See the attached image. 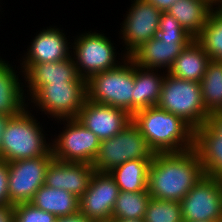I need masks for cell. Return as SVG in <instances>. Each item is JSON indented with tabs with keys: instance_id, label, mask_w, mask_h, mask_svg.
I'll return each mask as SVG.
<instances>
[{
	"instance_id": "obj_1",
	"label": "cell",
	"mask_w": 222,
	"mask_h": 222,
	"mask_svg": "<svg viewBox=\"0 0 222 222\" xmlns=\"http://www.w3.org/2000/svg\"><path fill=\"white\" fill-rule=\"evenodd\" d=\"M204 176L196 150L155 153L148 171L147 190L151 198L181 201Z\"/></svg>"
},
{
	"instance_id": "obj_2",
	"label": "cell",
	"mask_w": 222,
	"mask_h": 222,
	"mask_svg": "<svg viewBox=\"0 0 222 222\" xmlns=\"http://www.w3.org/2000/svg\"><path fill=\"white\" fill-rule=\"evenodd\" d=\"M132 122L154 153H179L194 148L195 129L183 118L157 106L135 112Z\"/></svg>"
},
{
	"instance_id": "obj_3",
	"label": "cell",
	"mask_w": 222,
	"mask_h": 222,
	"mask_svg": "<svg viewBox=\"0 0 222 222\" xmlns=\"http://www.w3.org/2000/svg\"><path fill=\"white\" fill-rule=\"evenodd\" d=\"M195 38L172 15L162 12L157 36L137 48L129 58L140 68H171L174 60Z\"/></svg>"
},
{
	"instance_id": "obj_4",
	"label": "cell",
	"mask_w": 222,
	"mask_h": 222,
	"mask_svg": "<svg viewBox=\"0 0 222 222\" xmlns=\"http://www.w3.org/2000/svg\"><path fill=\"white\" fill-rule=\"evenodd\" d=\"M29 108L28 104L19 115L12 117L3 133L2 160L7 163L53 156L52 142L46 141L40 122L28 110Z\"/></svg>"
},
{
	"instance_id": "obj_5",
	"label": "cell",
	"mask_w": 222,
	"mask_h": 222,
	"mask_svg": "<svg viewBox=\"0 0 222 222\" xmlns=\"http://www.w3.org/2000/svg\"><path fill=\"white\" fill-rule=\"evenodd\" d=\"M157 107L183 118L194 129L205 125L210 116L205 109L200 83L168 73L164 76Z\"/></svg>"
},
{
	"instance_id": "obj_6",
	"label": "cell",
	"mask_w": 222,
	"mask_h": 222,
	"mask_svg": "<svg viewBox=\"0 0 222 222\" xmlns=\"http://www.w3.org/2000/svg\"><path fill=\"white\" fill-rule=\"evenodd\" d=\"M134 62L127 57L118 67L87 80L88 99L134 114Z\"/></svg>"
},
{
	"instance_id": "obj_7",
	"label": "cell",
	"mask_w": 222,
	"mask_h": 222,
	"mask_svg": "<svg viewBox=\"0 0 222 222\" xmlns=\"http://www.w3.org/2000/svg\"><path fill=\"white\" fill-rule=\"evenodd\" d=\"M29 98V104H35L34 108L36 106L55 121L76 118L88 98L87 80L52 82L39 87Z\"/></svg>"
},
{
	"instance_id": "obj_8",
	"label": "cell",
	"mask_w": 222,
	"mask_h": 222,
	"mask_svg": "<svg viewBox=\"0 0 222 222\" xmlns=\"http://www.w3.org/2000/svg\"><path fill=\"white\" fill-rule=\"evenodd\" d=\"M154 154L138 127L131 121L114 137L100 141L93 167L97 172H110L128 160H152Z\"/></svg>"
},
{
	"instance_id": "obj_9",
	"label": "cell",
	"mask_w": 222,
	"mask_h": 222,
	"mask_svg": "<svg viewBox=\"0 0 222 222\" xmlns=\"http://www.w3.org/2000/svg\"><path fill=\"white\" fill-rule=\"evenodd\" d=\"M91 32L79 34L71 44V56L77 71L86 80L97 73L118 67L127 58L126 54L116 53L113 43L104 33ZM117 54L121 55V62H118Z\"/></svg>"
},
{
	"instance_id": "obj_10",
	"label": "cell",
	"mask_w": 222,
	"mask_h": 222,
	"mask_svg": "<svg viewBox=\"0 0 222 222\" xmlns=\"http://www.w3.org/2000/svg\"><path fill=\"white\" fill-rule=\"evenodd\" d=\"M59 121L60 123L63 121L65 125L64 130L59 131L58 136L50 140L54 159L93 165L99 151V138L76 118L59 119Z\"/></svg>"
},
{
	"instance_id": "obj_11",
	"label": "cell",
	"mask_w": 222,
	"mask_h": 222,
	"mask_svg": "<svg viewBox=\"0 0 222 222\" xmlns=\"http://www.w3.org/2000/svg\"><path fill=\"white\" fill-rule=\"evenodd\" d=\"M180 203L183 222H222V179L204 174Z\"/></svg>"
},
{
	"instance_id": "obj_12",
	"label": "cell",
	"mask_w": 222,
	"mask_h": 222,
	"mask_svg": "<svg viewBox=\"0 0 222 222\" xmlns=\"http://www.w3.org/2000/svg\"><path fill=\"white\" fill-rule=\"evenodd\" d=\"M54 156H40L8 163L9 204L28 203L45 184L46 171Z\"/></svg>"
},
{
	"instance_id": "obj_13",
	"label": "cell",
	"mask_w": 222,
	"mask_h": 222,
	"mask_svg": "<svg viewBox=\"0 0 222 222\" xmlns=\"http://www.w3.org/2000/svg\"><path fill=\"white\" fill-rule=\"evenodd\" d=\"M122 23L120 36L129 57L142 44L157 36L161 11L147 0H133Z\"/></svg>"
},
{
	"instance_id": "obj_14",
	"label": "cell",
	"mask_w": 222,
	"mask_h": 222,
	"mask_svg": "<svg viewBox=\"0 0 222 222\" xmlns=\"http://www.w3.org/2000/svg\"><path fill=\"white\" fill-rule=\"evenodd\" d=\"M120 189L109 172L95 171L88 189L79 198V212L94 222H111Z\"/></svg>"
},
{
	"instance_id": "obj_15",
	"label": "cell",
	"mask_w": 222,
	"mask_h": 222,
	"mask_svg": "<svg viewBox=\"0 0 222 222\" xmlns=\"http://www.w3.org/2000/svg\"><path fill=\"white\" fill-rule=\"evenodd\" d=\"M76 119L102 141L121 132L132 121V116L124 109L87 98Z\"/></svg>"
},
{
	"instance_id": "obj_16",
	"label": "cell",
	"mask_w": 222,
	"mask_h": 222,
	"mask_svg": "<svg viewBox=\"0 0 222 222\" xmlns=\"http://www.w3.org/2000/svg\"><path fill=\"white\" fill-rule=\"evenodd\" d=\"M94 172L91 164L53 159L46 171L45 185L63 189L80 198L88 189Z\"/></svg>"
},
{
	"instance_id": "obj_17",
	"label": "cell",
	"mask_w": 222,
	"mask_h": 222,
	"mask_svg": "<svg viewBox=\"0 0 222 222\" xmlns=\"http://www.w3.org/2000/svg\"><path fill=\"white\" fill-rule=\"evenodd\" d=\"M24 86L27 88L26 99L30 97L39 87L52 82L79 81V75L73 57L58 62H47L38 64H20ZM22 68V69H21ZM29 95V96H28Z\"/></svg>"
},
{
	"instance_id": "obj_18",
	"label": "cell",
	"mask_w": 222,
	"mask_h": 222,
	"mask_svg": "<svg viewBox=\"0 0 222 222\" xmlns=\"http://www.w3.org/2000/svg\"><path fill=\"white\" fill-rule=\"evenodd\" d=\"M65 33L55 26L42 29L28 47V51L22 57L20 64H38L47 62H58L71 57L72 44L68 42Z\"/></svg>"
},
{
	"instance_id": "obj_19",
	"label": "cell",
	"mask_w": 222,
	"mask_h": 222,
	"mask_svg": "<svg viewBox=\"0 0 222 222\" xmlns=\"http://www.w3.org/2000/svg\"><path fill=\"white\" fill-rule=\"evenodd\" d=\"M11 65L0 57V115L4 116H17L28 104L23 82Z\"/></svg>"
},
{
	"instance_id": "obj_20",
	"label": "cell",
	"mask_w": 222,
	"mask_h": 222,
	"mask_svg": "<svg viewBox=\"0 0 222 222\" xmlns=\"http://www.w3.org/2000/svg\"><path fill=\"white\" fill-rule=\"evenodd\" d=\"M194 149L204 174L222 179V137L208 123L195 129Z\"/></svg>"
},
{
	"instance_id": "obj_21",
	"label": "cell",
	"mask_w": 222,
	"mask_h": 222,
	"mask_svg": "<svg viewBox=\"0 0 222 222\" xmlns=\"http://www.w3.org/2000/svg\"><path fill=\"white\" fill-rule=\"evenodd\" d=\"M216 5L211 0H177L166 11L194 38L204 28Z\"/></svg>"
},
{
	"instance_id": "obj_22",
	"label": "cell",
	"mask_w": 222,
	"mask_h": 222,
	"mask_svg": "<svg viewBox=\"0 0 222 222\" xmlns=\"http://www.w3.org/2000/svg\"><path fill=\"white\" fill-rule=\"evenodd\" d=\"M210 60L207 52L194 39L174 60L167 73L179 79L200 83Z\"/></svg>"
},
{
	"instance_id": "obj_23",
	"label": "cell",
	"mask_w": 222,
	"mask_h": 222,
	"mask_svg": "<svg viewBox=\"0 0 222 222\" xmlns=\"http://www.w3.org/2000/svg\"><path fill=\"white\" fill-rule=\"evenodd\" d=\"M160 72L140 68L134 63V113L157 106L166 71L162 72L163 74Z\"/></svg>"
},
{
	"instance_id": "obj_24",
	"label": "cell",
	"mask_w": 222,
	"mask_h": 222,
	"mask_svg": "<svg viewBox=\"0 0 222 222\" xmlns=\"http://www.w3.org/2000/svg\"><path fill=\"white\" fill-rule=\"evenodd\" d=\"M35 207L61 218L79 213V198L63 189L42 185L30 202Z\"/></svg>"
},
{
	"instance_id": "obj_25",
	"label": "cell",
	"mask_w": 222,
	"mask_h": 222,
	"mask_svg": "<svg viewBox=\"0 0 222 222\" xmlns=\"http://www.w3.org/2000/svg\"><path fill=\"white\" fill-rule=\"evenodd\" d=\"M152 160H128L112 169L109 173L114 178L120 191H148V171Z\"/></svg>"
},
{
	"instance_id": "obj_26",
	"label": "cell",
	"mask_w": 222,
	"mask_h": 222,
	"mask_svg": "<svg viewBox=\"0 0 222 222\" xmlns=\"http://www.w3.org/2000/svg\"><path fill=\"white\" fill-rule=\"evenodd\" d=\"M200 85L206 111L209 114L222 111L221 60H210Z\"/></svg>"
},
{
	"instance_id": "obj_27",
	"label": "cell",
	"mask_w": 222,
	"mask_h": 222,
	"mask_svg": "<svg viewBox=\"0 0 222 222\" xmlns=\"http://www.w3.org/2000/svg\"><path fill=\"white\" fill-rule=\"evenodd\" d=\"M195 40L212 60L222 61V5H216Z\"/></svg>"
},
{
	"instance_id": "obj_28",
	"label": "cell",
	"mask_w": 222,
	"mask_h": 222,
	"mask_svg": "<svg viewBox=\"0 0 222 222\" xmlns=\"http://www.w3.org/2000/svg\"><path fill=\"white\" fill-rule=\"evenodd\" d=\"M150 199L148 191H120L112 211V220L144 219Z\"/></svg>"
},
{
	"instance_id": "obj_29",
	"label": "cell",
	"mask_w": 222,
	"mask_h": 222,
	"mask_svg": "<svg viewBox=\"0 0 222 222\" xmlns=\"http://www.w3.org/2000/svg\"><path fill=\"white\" fill-rule=\"evenodd\" d=\"M145 222H183L181 203L175 200L151 198L147 204Z\"/></svg>"
},
{
	"instance_id": "obj_30",
	"label": "cell",
	"mask_w": 222,
	"mask_h": 222,
	"mask_svg": "<svg viewBox=\"0 0 222 222\" xmlns=\"http://www.w3.org/2000/svg\"><path fill=\"white\" fill-rule=\"evenodd\" d=\"M56 217L30 202L14 205V222H52Z\"/></svg>"
},
{
	"instance_id": "obj_31",
	"label": "cell",
	"mask_w": 222,
	"mask_h": 222,
	"mask_svg": "<svg viewBox=\"0 0 222 222\" xmlns=\"http://www.w3.org/2000/svg\"><path fill=\"white\" fill-rule=\"evenodd\" d=\"M8 174V163L0 160V205L9 204Z\"/></svg>"
},
{
	"instance_id": "obj_32",
	"label": "cell",
	"mask_w": 222,
	"mask_h": 222,
	"mask_svg": "<svg viewBox=\"0 0 222 222\" xmlns=\"http://www.w3.org/2000/svg\"><path fill=\"white\" fill-rule=\"evenodd\" d=\"M207 123L222 137V111L211 113Z\"/></svg>"
},
{
	"instance_id": "obj_33",
	"label": "cell",
	"mask_w": 222,
	"mask_h": 222,
	"mask_svg": "<svg viewBox=\"0 0 222 222\" xmlns=\"http://www.w3.org/2000/svg\"><path fill=\"white\" fill-rule=\"evenodd\" d=\"M0 222H14V205H0Z\"/></svg>"
},
{
	"instance_id": "obj_34",
	"label": "cell",
	"mask_w": 222,
	"mask_h": 222,
	"mask_svg": "<svg viewBox=\"0 0 222 222\" xmlns=\"http://www.w3.org/2000/svg\"><path fill=\"white\" fill-rule=\"evenodd\" d=\"M161 12H166L177 0H147Z\"/></svg>"
},
{
	"instance_id": "obj_35",
	"label": "cell",
	"mask_w": 222,
	"mask_h": 222,
	"mask_svg": "<svg viewBox=\"0 0 222 222\" xmlns=\"http://www.w3.org/2000/svg\"><path fill=\"white\" fill-rule=\"evenodd\" d=\"M14 116H4L0 115V160H2V139L3 133L10 121V119Z\"/></svg>"
},
{
	"instance_id": "obj_36",
	"label": "cell",
	"mask_w": 222,
	"mask_h": 222,
	"mask_svg": "<svg viewBox=\"0 0 222 222\" xmlns=\"http://www.w3.org/2000/svg\"><path fill=\"white\" fill-rule=\"evenodd\" d=\"M61 222H94V221L89 220L79 212L72 216L61 217Z\"/></svg>"
},
{
	"instance_id": "obj_37",
	"label": "cell",
	"mask_w": 222,
	"mask_h": 222,
	"mask_svg": "<svg viewBox=\"0 0 222 222\" xmlns=\"http://www.w3.org/2000/svg\"><path fill=\"white\" fill-rule=\"evenodd\" d=\"M111 222H145L144 219L111 220Z\"/></svg>"
},
{
	"instance_id": "obj_38",
	"label": "cell",
	"mask_w": 222,
	"mask_h": 222,
	"mask_svg": "<svg viewBox=\"0 0 222 222\" xmlns=\"http://www.w3.org/2000/svg\"><path fill=\"white\" fill-rule=\"evenodd\" d=\"M215 5H222V0H211Z\"/></svg>"
},
{
	"instance_id": "obj_39",
	"label": "cell",
	"mask_w": 222,
	"mask_h": 222,
	"mask_svg": "<svg viewBox=\"0 0 222 222\" xmlns=\"http://www.w3.org/2000/svg\"><path fill=\"white\" fill-rule=\"evenodd\" d=\"M52 222H61V218H55Z\"/></svg>"
}]
</instances>
